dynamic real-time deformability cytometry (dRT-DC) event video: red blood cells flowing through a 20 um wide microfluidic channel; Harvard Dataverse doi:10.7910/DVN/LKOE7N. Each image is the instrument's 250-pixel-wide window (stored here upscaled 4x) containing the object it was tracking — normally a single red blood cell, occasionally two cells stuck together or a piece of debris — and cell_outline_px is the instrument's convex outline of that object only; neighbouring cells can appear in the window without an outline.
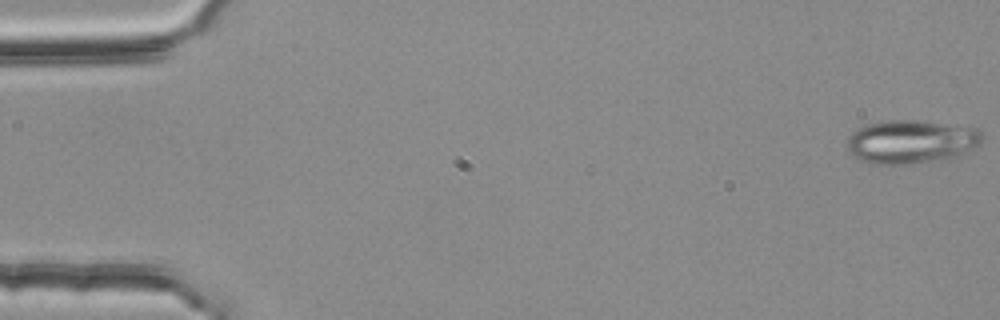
{"species": "common noctule bat (a hibernating species)", "species_latin": "Nyctalus noctula", "temperature_condition": "room temperature", "stored_images_in_passage": 27, "camera_frame_rate_fps": 3000, "um_per_image_px": 0.085, "animal": {"sex": "female", "body_mass_g": 25.1}, "frame": {"image": 1, "passage_image": 1, "time_ms": 0.0, "image_size_px": [1000, 320], "cell_outline_px": [[984, 136], [980, 144], [956, 156], [940, 160], [904, 164], [872, 164], [856, 160], [848, 152], [844, 144], [848, 136], [852, 132], [868, 124], [888, 120], [912, 120], [976, 128]], "centroid_in_image_um": [77.36, 12.06], "position_along_channel_um": 7.6, "area_um2": 34.28}}
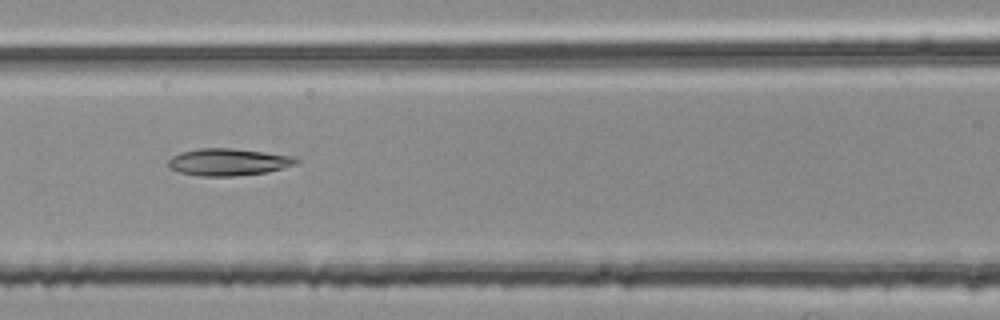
{"frame": {"image": 2, "passage_image": 24, "time_ms": 7.667, "image_size_px": [1000, 320], "cell_outline_px": [[300, 160], [296, 164], [264, 172], [232, 176], [200, 176], [180, 172], [168, 168], [168, 160], [172, 156], [180, 152], [200, 148], [232, 148], [264, 152], [292, 156]], "centroid_in_image_um": [19.35, 13.76], "position_along_channel_um": 147.3, "area_um2": 20.0}}
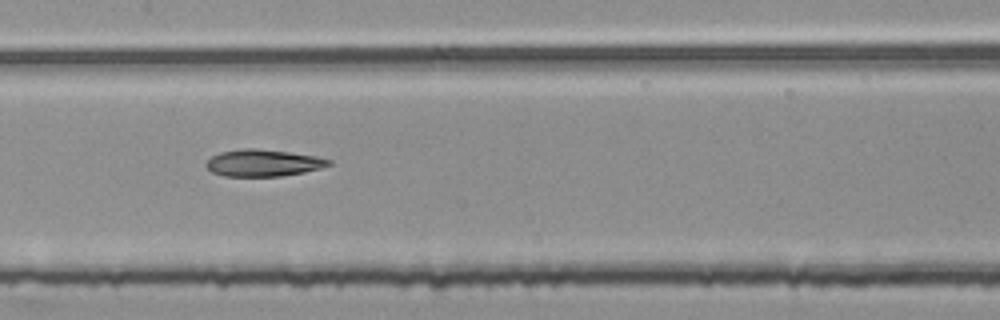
{"frame": {"image": 3, "passage_image": 27, "time_ms": 8.667, "image_size_px": [1000, 320], "cell_outline_px": [[332, 164], [320, 168], [304, 172], [280, 176], [224, 176], [212, 172], [204, 164], [212, 156], [220, 152], [240, 148], [256, 148], [288, 152], [316, 156], [332, 160]], "centroid_in_image_um": [22.36, 13.84], "position_along_channel_um": 185.0, "area_um2": 19.19}}